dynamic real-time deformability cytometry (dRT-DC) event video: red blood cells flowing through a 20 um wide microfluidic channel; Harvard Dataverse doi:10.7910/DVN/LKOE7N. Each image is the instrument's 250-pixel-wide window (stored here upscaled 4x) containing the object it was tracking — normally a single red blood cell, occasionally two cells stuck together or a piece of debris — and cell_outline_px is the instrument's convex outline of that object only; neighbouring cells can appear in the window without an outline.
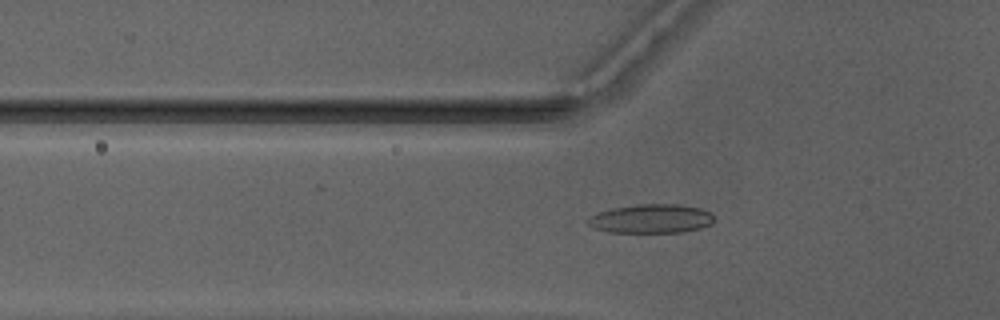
{"species": "Egyptian fruit bat (a non-hibernating species)", "species_latin": "Rousettus aegyptiacus", "temperature_condition": "warm", "stored_images_in_passage": 46, "camera_frame_rate_fps": 3000, "um_per_image_px": 0.085, "animal": {"sex": "male"}, "frame": {"image": 1, "passage_image": 14, "time_ms": 4.333, "image_size_px": [1000, 320], "cell_outline_px": [[712, 224], [700, 228], [684, 232], [608, 232], [596, 228], [588, 224], [588, 220], [596, 212], [612, 208], [636, 204], [680, 204], [700, 208], [708, 212], [712, 216]], "centroid_in_image_um": [55.35, 18.58], "position_along_channel_um": 70.5, "area_um2": 21.15}}
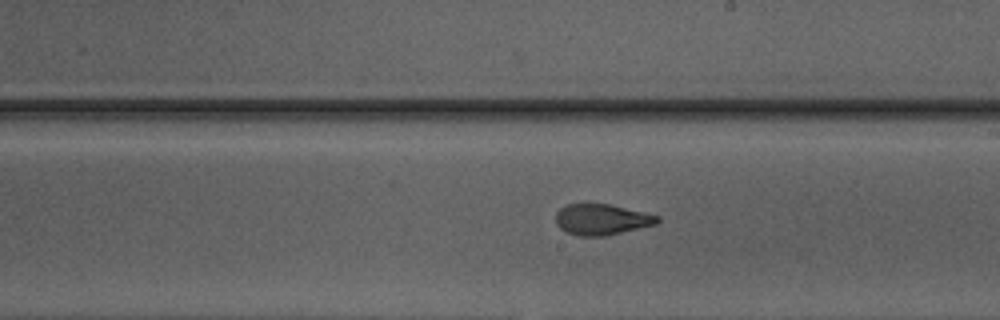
{"frame": {"image": 2, "passage_image": 26, "time_ms": 8.333, "image_size_px": [1000, 320], "cell_outline_px": [[660, 220], [656, 224], [604, 236], [576, 236], [560, 228], [556, 224], [556, 212], [560, 208], [568, 204], [608, 204], [644, 212], [660, 216]], "centroid_in_image_um": [51.13, 18.66], "position_along_channel_um": 237.9, "area_um2": 18.15}}
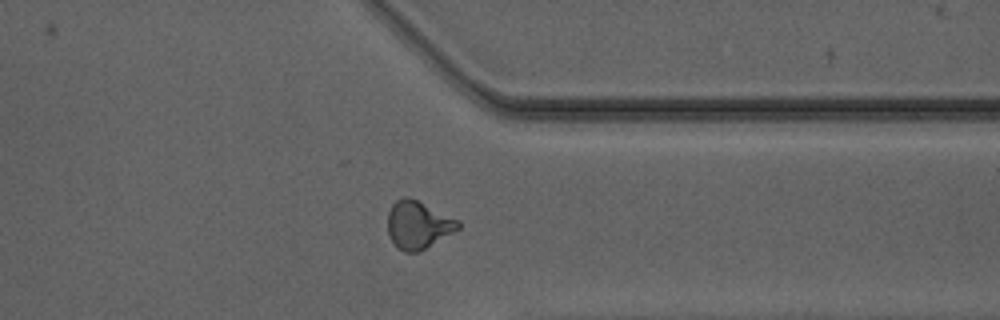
{"frame": {"image": 3, "passage_image": 36, "time_ms": 11.667, "image_size_px": [1000, 320], "cell_outline_px": [[460, 228], [420, 252], [404, 252], [392, 240], [388, 232], [388, 212], [392, 204], [396, 200], [404, 196], [408, 196], [460, 220]], "centroid_in_image_um": [35.55, 19.1], "position_along_channel_um": 375.8, "area_um2": 19.54}, "authors_computed_cell_mechanics": {"area_um2": 19.1607, "velocity_mm_per_s": 4.189, "shape_relaxation_time_tau1_ms": 7.8513, "shape_relaxation_time_tau2_ms": 1.5145, "deformation_change_tau1": 0.2349, "deformation_change_tau2": 0.0804}}